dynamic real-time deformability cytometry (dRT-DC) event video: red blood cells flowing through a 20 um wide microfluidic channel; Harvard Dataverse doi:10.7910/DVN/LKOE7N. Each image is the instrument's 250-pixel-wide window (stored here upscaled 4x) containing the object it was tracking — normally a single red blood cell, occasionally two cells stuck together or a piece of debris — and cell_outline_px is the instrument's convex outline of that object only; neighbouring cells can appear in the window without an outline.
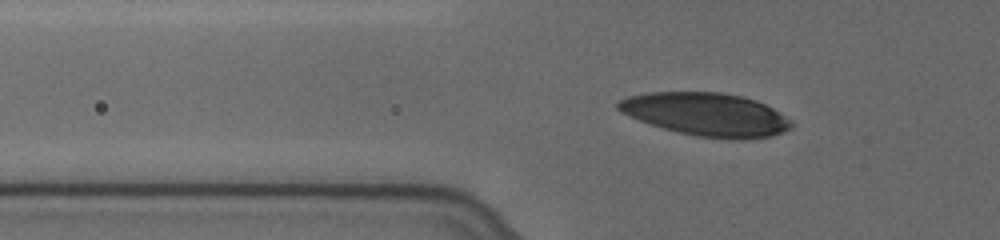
{"species": "human", "species_latin": "Homo sapiens", "temperature_condition": "cold", "stored_images_in_passage": 58, "camera_frame_rate_fps": 3000, "um_per_image_px": 0.085, "donor": {"sex": "female"}, "frame": {"image": 1, "passage_image": 21, "time_ms": 6.667, "image_size_px": [1000, 240], "cell_outline_px": [[792, 124], [784, 132], [772, 136], [744, 140], [728, 140], [696, 136], [664, 128], [640, 120], [620, 112], [616, 108], [616, 100], [628, 96], [648, 92], [720, 92], [740, 96], [756, 100], [772, 108], [792, 120]], "centroid_in_image_um": [60.03, 9.73], "position_along_channel_um": 65.8, "area_um2": 43.64}}
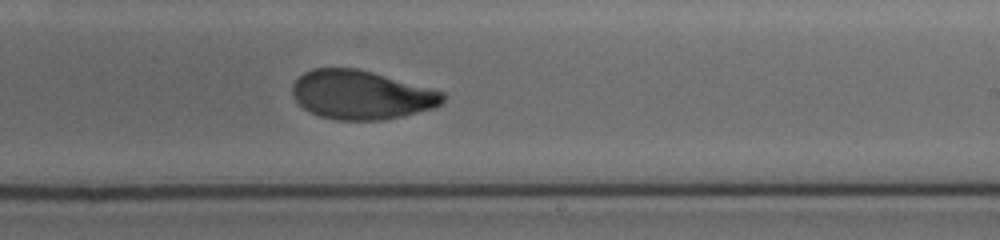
{"frame": {"image": 2, "passage_image": 38, "time_ms": 12.333, "image_size_px": [1000, 240], "cell_outline_px": [[448, 96], [436, 108], [400, 116], [380, 120], [336, 120], [320, 116], [304, 108], [292, 96], [292, 84], [304, 72], [312, 68], [356, 68], [372, 72], [432, 88], [444, 92]], "centroid_in_image_um": [30.73, 8.06], "position_along_channel_um": 258.3, "area_um2": 42.89}}
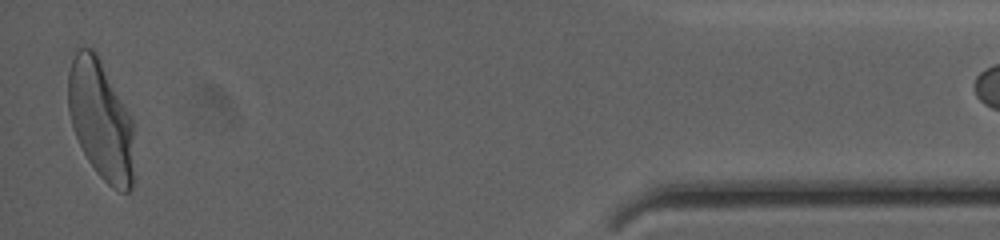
{"frame": {"image": 3, "passage_image": 57, "time_ms": 18.667, "image_size_px": [1000, 240], "cell_outline_px": [[132, 188], [128, 192], [120, 192], [112, 188], [96, 172], [88, 160], [72, 128], [68, 112], [68, 68], [76, 52], [80, 48], [92, 48], [96, 52], [128, 112], [132, 120]], "centroid_in_image_um": [8.53, 10.2], "position_along_channel_um": 426.7, "area_um2": 45.26}}